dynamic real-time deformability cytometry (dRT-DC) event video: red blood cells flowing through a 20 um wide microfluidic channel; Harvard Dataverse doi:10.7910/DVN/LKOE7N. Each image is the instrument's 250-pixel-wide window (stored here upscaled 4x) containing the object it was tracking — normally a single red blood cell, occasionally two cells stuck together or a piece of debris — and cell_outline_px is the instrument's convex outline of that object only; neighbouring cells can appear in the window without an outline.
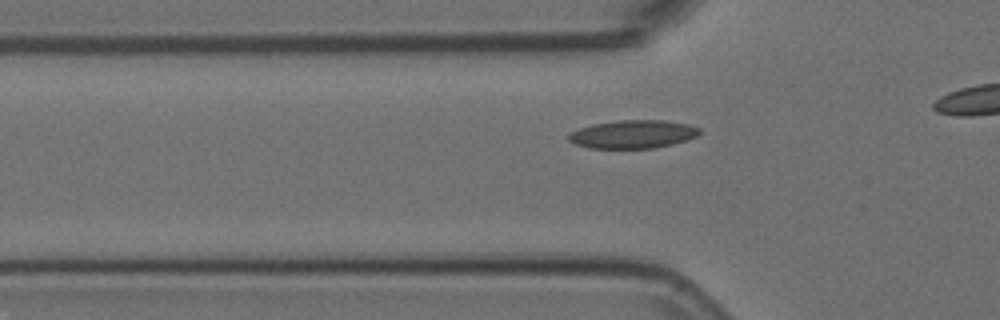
{"species": "Egyptian fruit bat (a non-hibernating species)", "species_latin": "Rousettus aegyptiacus", "temperature_condition": "room temperature", "stored_images_in_passage": 15, "camera_frame_rate_fps": 3000, "um_per_image_px": 0.085, "animal": {"sex": "female"}, "frame": {"image": 1, "passage_image": 9, "time_ms": 2.667, "image_size_px": [1000, 320], "cell_outline_px": [[700, 132], [696, 136], [672, 144], [656, 148], [588, 148], [576, 144], [568, 140], [568, 136], [572, 132], [580, 128], [592, 124], [620, 120], [664, 120], [688, 124], [700, 128]], "centroid_in_image_um": [53.79, 11.4], "position_along_channel_um": 72.0, "area_um2": 21.39}}
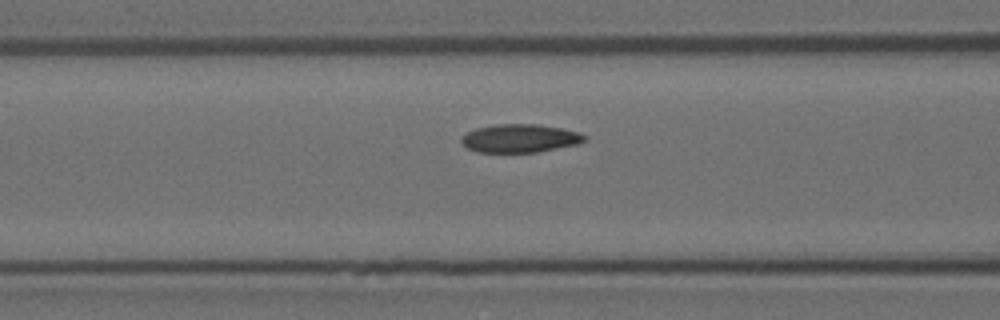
{"frame": {"image": 2, "passage_image": 13, "time_ms": 4.0, "image_size_px": [1000, 320], "cell_outline_px": [[584, 140], [576, 144], [536, 152], [476, 152], [468, 148], [460, 140], [468, 132], [476, 128], [496, 124], [536, 124], [560, 128], [580, 132], [584, 136]], "centroid_in_image_um": [44.16, 11.75], "position_along_channel_um": 122.4, "area_um2": 19.94}}